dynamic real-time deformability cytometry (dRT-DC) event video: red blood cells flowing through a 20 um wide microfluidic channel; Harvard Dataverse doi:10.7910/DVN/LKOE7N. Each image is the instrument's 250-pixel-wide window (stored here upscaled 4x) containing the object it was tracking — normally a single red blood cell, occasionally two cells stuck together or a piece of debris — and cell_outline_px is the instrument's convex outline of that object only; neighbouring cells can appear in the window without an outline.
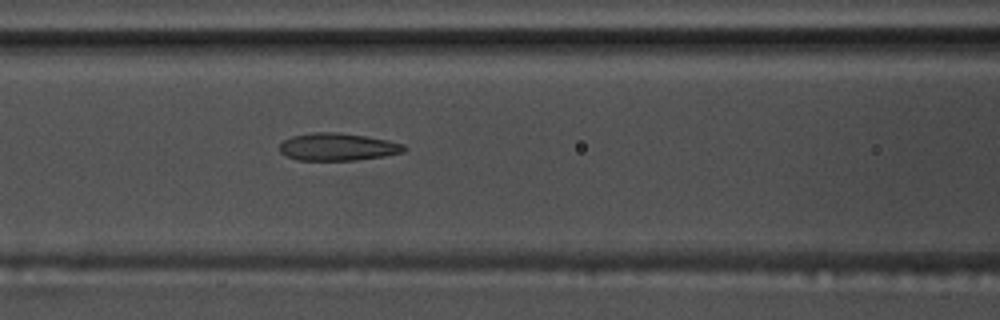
{"species": "common noctule bat (a hibernating species)", "species_latin": "Nyctalus noctula", "temperature_condition": "warm", "stored_images_in_passage": 47, "camera_frame_rate_fps": 3000, "um_per_image_px": 0.085, "animal": {"sex": "male", "body_mass_g": 17.5, "forearm_length_mm": 52.3}, "frame": {"image": 1, "passage_image": 16, "time_ms": 5.0, "image_size_px": [1000, 320], "cell_outline_px": [[408, 148], [404, 152], [384, 156], [356, 160], [296, 160], [284, 156], [280, 152], [280, 144], [284, 140], [292, 136], [312, 132], [336, 132], [364, 136], [388, 140], [404, 144]], "centroid_in_image_um": [28.7, 12.49], "position_along_channel_um": 137.9, "area_um2": 20.06}}
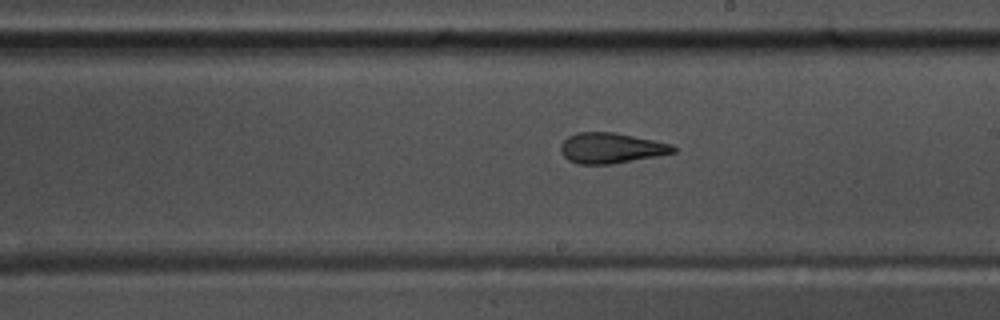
{"frame": {"image": 2, "passage_image": 24, "time_ms": 7.667, "image_size_px": [1000, 320], "cell_outline_px": [[676, 152], [656, 156], [608, 164], [580, 164], [568, 160], [560, 152], [560, 144], [568, 136], [576, 132], [616, 132], [672, 144], [676, 148]], "centroid_in_image_um": [51.91, 12.57], "position_along_channel_um": 237.1, "area_um2": 19.94}}
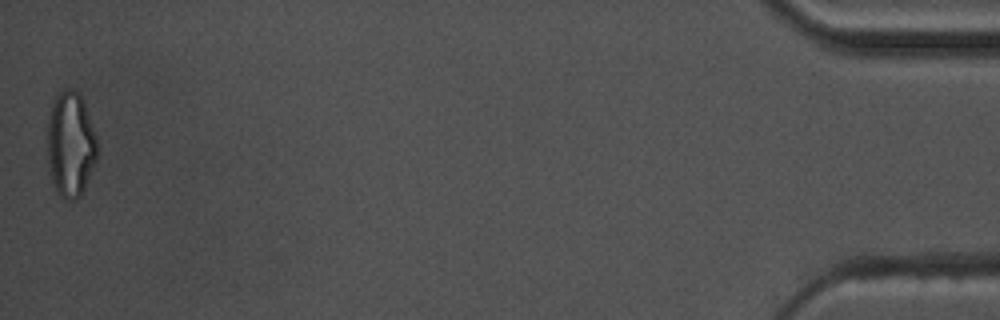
{"frame": {"image": 3, "passage_image": 47, "time_ms": 15.333, "image_size_px": [1000, 320], "cell_outline_px": [[96, 160], [84, 188], [80, 196], [72, 200], [68, 200], [60, 196], [56, 192], [52, 180], [48, 160], [48, 120], [52, 104], [56, 96], [60, 92], [68, 88], [72, 88], [80, 96], [84, 104], [96, 136]], "centroid_in_image_um": [5.98, 12.29], "position_along_channel_um": 429.2, "area_um2": 30.0}, "authors_computed_cell_mechanics": {"area_um2": 20.6924, "velocity_mm_per_s": 3.7327, "shape_relaxation_time_tau1_ms": null, "shape_relaxation_time_tau2_ms": 1.7809, "deformation_change_tau1": null, "deformation_change_tau2": 0.1158}}